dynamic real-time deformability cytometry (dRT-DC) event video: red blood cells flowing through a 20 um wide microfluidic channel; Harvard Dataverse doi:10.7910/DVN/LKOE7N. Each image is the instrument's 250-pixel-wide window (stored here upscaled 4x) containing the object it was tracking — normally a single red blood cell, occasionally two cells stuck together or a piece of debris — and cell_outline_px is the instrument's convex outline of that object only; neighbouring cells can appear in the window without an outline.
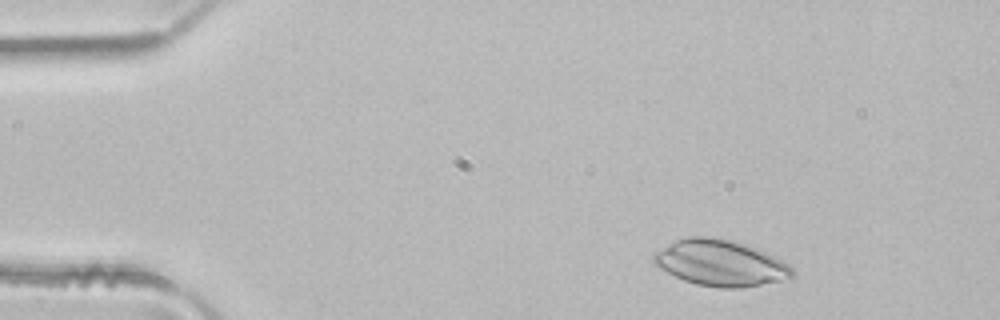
{"species": "common noctule bat (a hibernating species)", "species_latin": "Nyctalus noctula", "temperature_condition": "room temperature", "stored_images_in_passage": 3, "camera_frame_rate_fps": 3000, "um_per_image_px": 0.085, "animal": {"sex": "male", "body_mass_g": 21.5, "forearm_length_mm": 52.0}, "frame": {"image": 1, "passage_image": 1, "time_ms": 0.0, "image_size_px": [1000, 320], "cell_outline_px": [[796, 276], [792, 280], [744, 288], [720, 288], [696, 284], [684, 280], [660, 268], [652, 260], [652, 256], [656, 252], [668, 244], [676, 240], [692, 236], [708, 236], [728, 240], [744, 244], [764, 252], [788, 264], [796, 272]], "centroid_in_image_um": [61.3, 22.39], "position_along_channel_um": 23.7, "area_um2": 37.22}}